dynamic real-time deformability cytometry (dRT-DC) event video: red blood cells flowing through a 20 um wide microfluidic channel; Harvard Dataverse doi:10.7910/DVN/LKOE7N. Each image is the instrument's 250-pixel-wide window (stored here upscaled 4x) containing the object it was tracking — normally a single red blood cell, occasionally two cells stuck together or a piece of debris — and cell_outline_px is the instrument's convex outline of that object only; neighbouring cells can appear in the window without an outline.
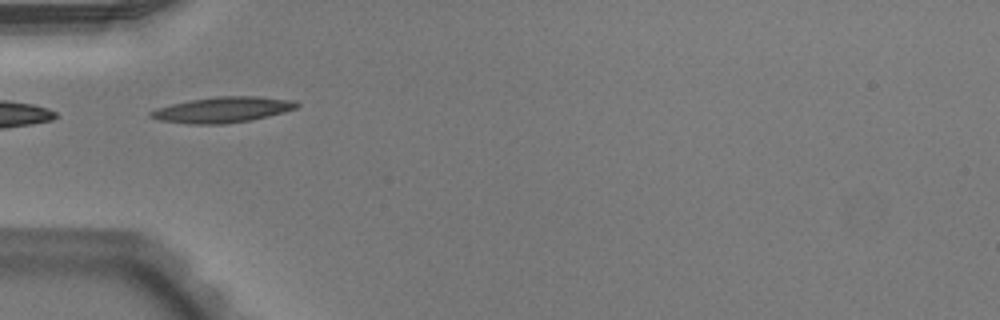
{"species": "Egyptian fruit bat (a non-hibernating species)", "species_latin": "Rousettus aegyptiacus", "temperature_condition": "warm", "stored_images_in_passage": 35, "camera_frame_rate_fps": 3000, "um_per_image_px": 0.085, "animal": {"sex": "male"}, "frame": {"image": 1, "passage_image": 1, "time_ms": 0.0, "image_size_px": [1000, 320], "cell_outline_px": [[300, 104], [296, 108], [284, 112], [252, 120], [224, 124], [192, 124], [160, 120], [148, 116], [148, 112], [156, 108], [172, 104], [192, 100], [220, 96], [256, 96], [292, 100]], "centroid_in_image_um": [18.92, 9.33], "position_along_channel_um": 66.1, "area_um2": 21.68}, "authors_computed_cell_mechanics": {"area_um2": 20.0566, "velocity_mm_per_s": 3.9262, "shape_relaxation_time_tau1_ms": 9.9529, "shape_relaxation_time_tau2_ms": 3.5649, "deformation_change_tau1": 0.2758, "deformation_change_tau2": 0.0989}}